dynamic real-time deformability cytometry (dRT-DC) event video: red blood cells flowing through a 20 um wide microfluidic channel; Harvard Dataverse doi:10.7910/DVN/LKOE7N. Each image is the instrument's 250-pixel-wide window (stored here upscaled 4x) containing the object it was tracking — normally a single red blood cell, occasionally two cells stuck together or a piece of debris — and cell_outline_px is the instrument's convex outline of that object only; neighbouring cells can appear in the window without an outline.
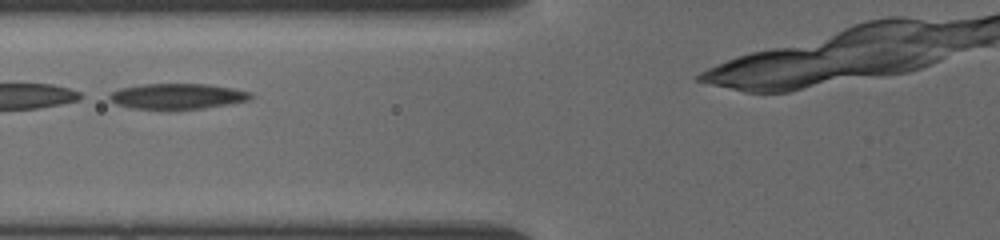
{"species": "common noctule bat (a hibernating species)", "species_latin": "Nyctalus noctula", "temperature_condition": "cold", "stored_images_in_passage": 8, "camera_frame_rate_fps": 3000, "um_per_image_px": 0.085, "animal": {"sex": "female", "body_mass_g": 19.5, "forearm_length_mm": 54.1}, "frame": {"image": 1, "passage_image": 5, "time_ms": 2.333, "image_size_px": [1000, 240], "cell_outline_px": [[252, 96], [248, 100], [228, 104], [200, 108], [168, 112], [132, 108], [116, 104], [108, 96], [112, 92], [120, 88], [144, 84], [208, 84], [232, 88], [252, 92]], "centroid_in_image_um": [15.05, 8.21], "position_along_channel_um": 110.8, "area_um2": 21.5}}